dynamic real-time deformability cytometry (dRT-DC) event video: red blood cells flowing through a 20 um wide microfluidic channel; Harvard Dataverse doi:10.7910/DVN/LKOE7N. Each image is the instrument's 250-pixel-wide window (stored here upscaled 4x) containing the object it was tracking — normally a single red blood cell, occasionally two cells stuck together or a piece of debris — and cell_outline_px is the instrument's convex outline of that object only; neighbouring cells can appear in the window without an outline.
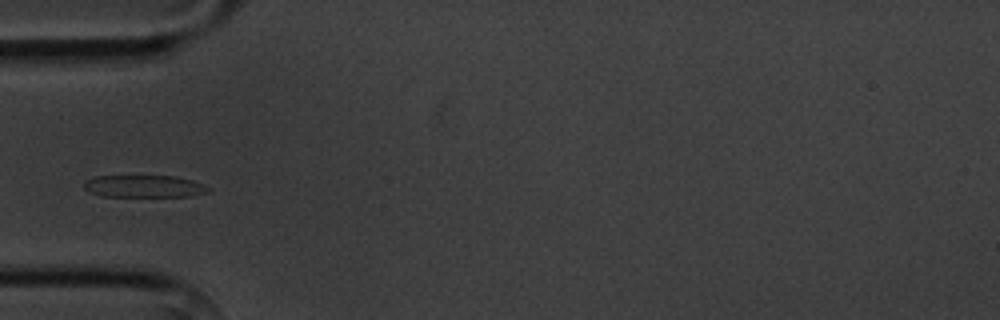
{"species": "common noctule bat (a hibernating species)", "species_latin": "Nyctalus noctula", "temperature_condition": "cold", "stored_images_in_passage": 1, "camera_frame_rate_fps": 3000, "um_per_image_px": 0.085, "animal": {"sex": "male", "body_mass_g": 20.1, "forearm_length_mm": 53.5}, "frame": {"image": 1, "passage_image": 1, "time_ms": 0.0, "image_size_px": [1000, 320], "cell_outline_px": [[208, 192], [192, 196], [100, 196], [88, 192], [84, 188], [84, 180], [96, 176], [176, 176], [192, 180], [208, 188]], "centroid_in_image_um": [12.18, 15.83], "position_along_channel_um": 72.8, "area_um2": 16.01}}